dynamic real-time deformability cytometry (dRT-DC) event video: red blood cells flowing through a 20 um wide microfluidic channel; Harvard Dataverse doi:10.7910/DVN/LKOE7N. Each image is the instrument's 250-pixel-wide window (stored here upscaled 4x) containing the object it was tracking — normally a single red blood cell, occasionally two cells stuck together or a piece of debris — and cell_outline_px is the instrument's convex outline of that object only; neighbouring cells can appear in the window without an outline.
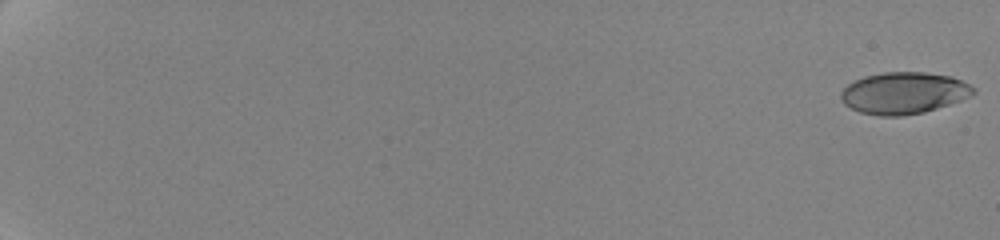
{"species": "human", "species_latin": "Homo sapiens", "temperature_condition": "cold", "stored_images_in_passage": 26, "camera_frame_rate_fps": 3000, "um_per_image_px": 0.085, "donor": {"sex": "female"}, "frame": {"image": 1, "passage_image": 1, "time_ms": 0.0, "image_size_px": [1000, 240], "cell_outline_px": [[976, 92], [972, 96], [924, 112], [900, 116], [880, 116], [860, 112], [844, 104], [840, 96], [840, 92], [848, 84], [864, 76], [884, 72], [924, 72], [952, 76], [976, 88]], "centroid_in_image_um": [76.83, 7.9], "position_along_channel_um": 8.2, "area_um2": 32.14}}
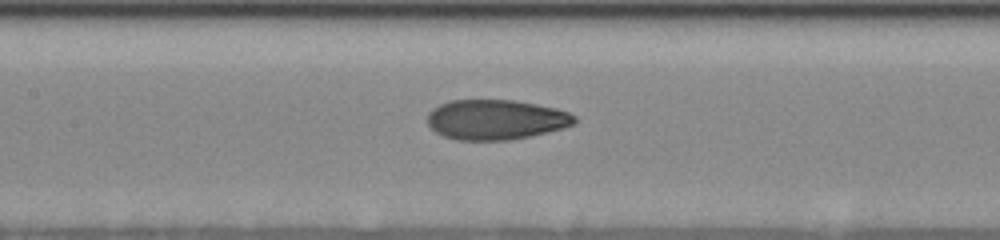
{"frame": {"image": 2, "passage_image": 19, "time_ms": 11.0, "image_size_px": [1000, 240], "cell_outline_px": [[576, 124], [564, 128], [548, 132], [512, 140], [456, 140], [444, 136], [436, 132], [428, 124], [428, 112], [432, 108], [440, 104], [452, 100], [516, 100], [556, 108], [568, 112], [576, 116]], "centroid_in_image_um": [42.17, 10.17], "position_along_channel_um": 165.2, "area_um2": 34.51}}
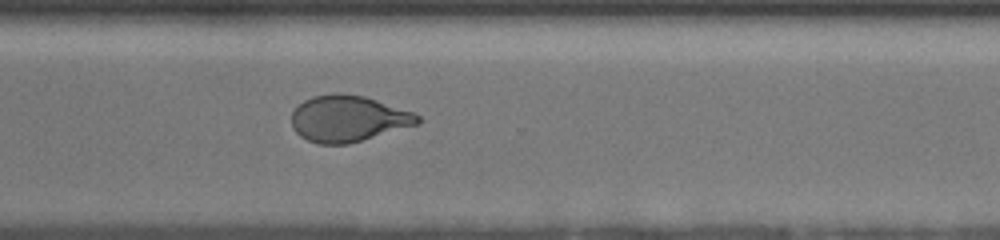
{"frame": {"image": 3, "passage_image": 26, "time_ms": 16.0, "image_size_px": [1000, 240], "cell_outline_px": [[420, 124], [348, 144], [320, 144], [308, 140], [300, 136], [296, 132], [292, 124], [292, 112], [304, 100], [312, 96], [332, 92], [340, 92], [364, 96], [412, 112], [420, 116]], "centroid_in_image_um": [29.59, 10.07], "position_along_channel_um": 341.0, "area_um2": 33.99}}